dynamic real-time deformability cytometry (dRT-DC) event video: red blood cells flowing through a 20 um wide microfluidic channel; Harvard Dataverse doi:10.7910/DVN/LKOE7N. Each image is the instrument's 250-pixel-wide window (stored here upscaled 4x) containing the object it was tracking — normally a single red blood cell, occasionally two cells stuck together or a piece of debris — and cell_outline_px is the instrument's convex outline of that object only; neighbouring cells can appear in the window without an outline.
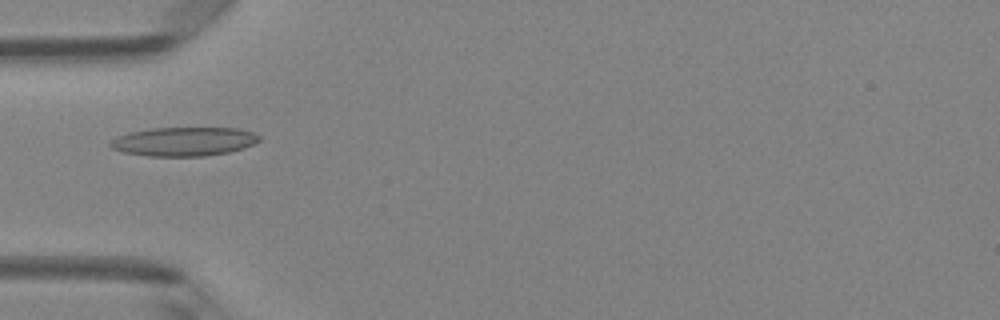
{"species": "Egyptian fruit bat (a non-hibernating species)", "species_latin": "Rousettus aegyptiacus", "temperature_condition": "room temperature", "stored_images_in_passage": 4, "camera_frame_rate_fps": 3000, "um_per_image_px": 0.085, "animal": {"sex": "female"}, "frame": {"image": 1, "passage_image": 3, "time_ms": 0.667, "image_size_px": [1000, 320], "cell_outline_px": [[260, 140], [244, 148], [228, 152], [204, 156], [148, 156], [124, 152], [112, 148], [108, 144], [112, 140], [120, 136], [132, 132], [152, 128], [236, 128], [252, 132], [260, 136]], "centroid_in_image_um": [15.65, 12.03], "position_along_channel_um": 69.4, "area_um2": 24.8}}
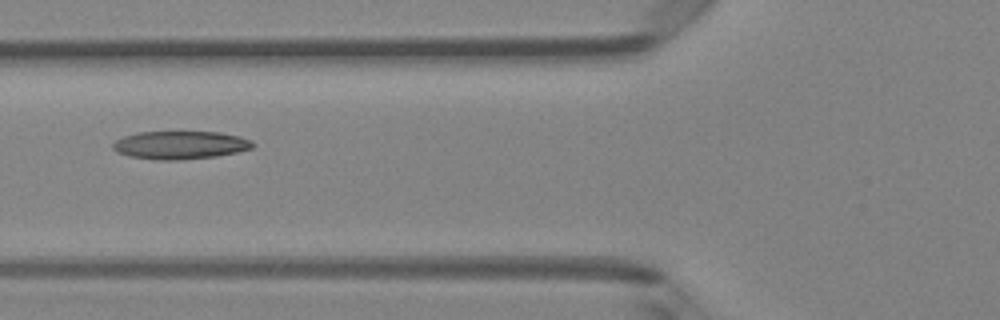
{"frame": {"image": 2, "passage_image": 4, "time_ms": 1.0, "image_size_px": [1000, 320], "cell_outline_px": [[256, 144], [252, 148], [236, 152], [216, 156], [180, 160], [160, 160], [128, 156], [116, 152], [112, 148], [112, 144], [116, 140], [124, 136], [136, 132], [220, 132], [240, 136], [252, 140]], "centroid_in_image_um": [15.32, 12.33], "position_along_channel_um": 110.5, "area_um2": 23.0}}